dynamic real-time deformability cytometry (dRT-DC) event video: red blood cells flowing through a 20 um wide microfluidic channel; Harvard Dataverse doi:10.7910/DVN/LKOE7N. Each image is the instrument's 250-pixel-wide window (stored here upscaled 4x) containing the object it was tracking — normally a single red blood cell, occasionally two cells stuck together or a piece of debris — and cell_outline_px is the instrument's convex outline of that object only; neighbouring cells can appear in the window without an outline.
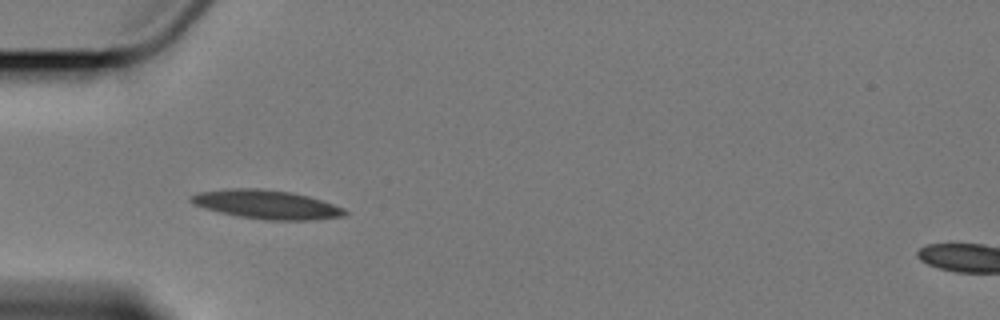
{"species": "Egyptian fruit bat (a non-hibernating species)", "species_latin": "Rousettus aegyptiacus", "temperature_condition": "cold", "stored_images_in_passage": 6, "camera_frame_rate_fps": 3000, "um_per_image_px": 0.085, "animal": {"sex": "female"}, "frame": {"image": 1, "passage_image": 5, "time_ms": 5.0, "image_size_px": [1000, 320], "cell_outline_px": [[348, 212], [344, 216], [312, 220], [264, 220], [236, 216], [204, 208], [188, 200], [188, 196], [200, 192], [232, 188], [256, 188], [288, 192], [308, 196], [344, 208]], "centroid_in_image_um": [22.64, 17.39], "position_along_channel_um": 62.4, "area_um2": 25.66}}
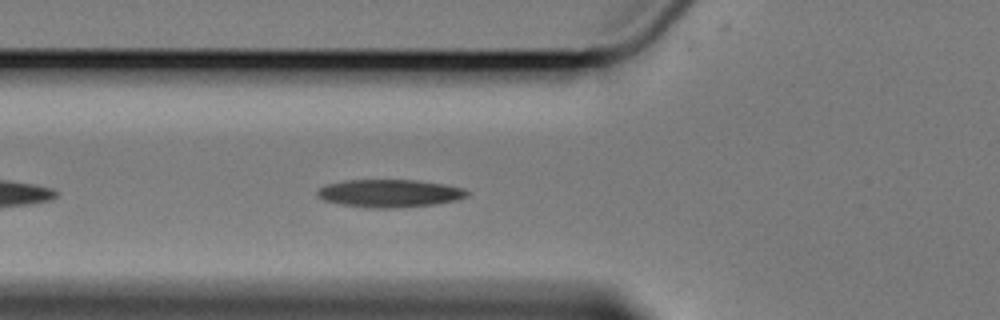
{"frame": {"image": 2, "passage_image": 6, "time_ms": 6.0, "image_size_px": [1000, 320], "cell_outline_px": [[472, 192], [468, 196], [456, 200], [436, 204], [400, 208], [368, 208], [340, 204], [324, 200], [316, 196], [316, 192], [320, 188], [328, 184], [344, 180], [416, 180], [444, 184], [464, 188]], "centroid_in_image_um": [33.15, 16.44], "position_along_channel_um": 92.7, "area_um2": 24.51}}